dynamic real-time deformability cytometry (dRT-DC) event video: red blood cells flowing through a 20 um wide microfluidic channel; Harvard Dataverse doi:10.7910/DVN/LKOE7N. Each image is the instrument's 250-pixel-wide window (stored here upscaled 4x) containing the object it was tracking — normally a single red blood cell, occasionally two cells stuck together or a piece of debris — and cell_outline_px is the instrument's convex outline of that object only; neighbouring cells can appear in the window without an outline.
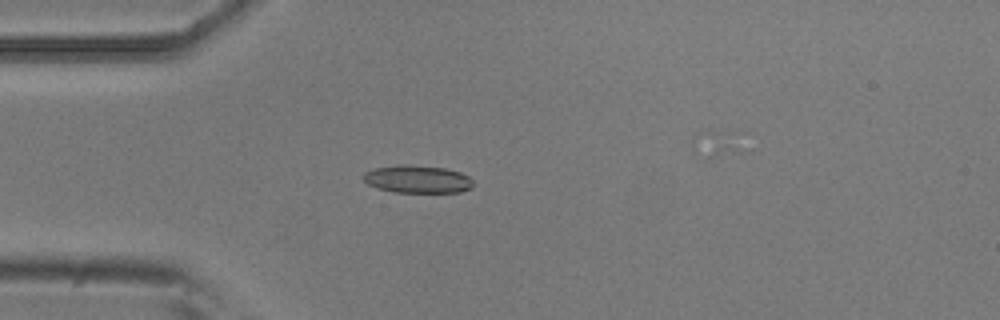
{"species": "common noctule bat (a hibernating species)", "species_latin": "Nyctalus noctula", "temperature_condition": "room temperature", "stored_images_in_passage": 5, "camera_frame_rate_fps": 3000, "um_per_image_px": 0.085, "animal": {"sex": "male", "body_mass_g": 20.5, "forearm_length_mm": 52.5}, "frame": {"image": 1, "passage_image": 5, "time_ms": 1.333, "image_size_px": [1000, 320], "cell_outline_px": [[472, 184], [468, 188], [460, 192], [396, 192], [380, 188], [368, 184], [364, 180], [364, 172], [376, 168], [400, 164], [404, 164], [444, 168], [460, 172], [468, 176], [472, 180]], "centroid_in_image_um": [35.48, 15.22], "position_along_channel_um": 49.5, "area_um2": 17.4}}